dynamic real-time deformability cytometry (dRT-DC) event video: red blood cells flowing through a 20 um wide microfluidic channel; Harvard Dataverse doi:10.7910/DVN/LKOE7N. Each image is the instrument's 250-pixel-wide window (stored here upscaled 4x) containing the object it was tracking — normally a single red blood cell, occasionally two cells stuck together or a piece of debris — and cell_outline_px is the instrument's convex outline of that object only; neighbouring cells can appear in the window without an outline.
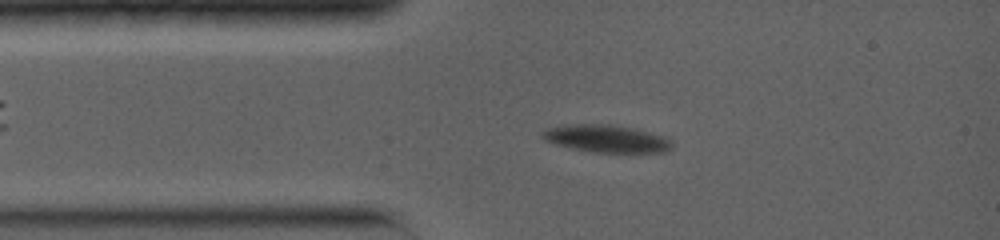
{"species": "common noctule bat (a hibernating species)", "species_latin": "Nyctalus noctula", "temperature_condition": "warm", "stored_images_in_passage": 5, "camera_frame_rate_fps": 5000, "um_per_image_px": 0.085, "animal": {"sex": "female", "body_mass_g": 19.0, "forearm_length_mm": 56.7}, "frame": {"image": 1, "passage_image": 4, "time_ms": 1.6, "image_size_px": [1000, 240], "cell_outline_px": [[672, 148], [668, 152], [588, 152], [556, 144], [544, 140], [540, 136], [540, 132], [548, 128], [568, 124], [608, 124], [636, 128], [664, 136], [672, 140]], "centroid_in_image_um": [51.55, 11.78], "position_along_channel_um": 33.4, "area_um2": 20.98}}